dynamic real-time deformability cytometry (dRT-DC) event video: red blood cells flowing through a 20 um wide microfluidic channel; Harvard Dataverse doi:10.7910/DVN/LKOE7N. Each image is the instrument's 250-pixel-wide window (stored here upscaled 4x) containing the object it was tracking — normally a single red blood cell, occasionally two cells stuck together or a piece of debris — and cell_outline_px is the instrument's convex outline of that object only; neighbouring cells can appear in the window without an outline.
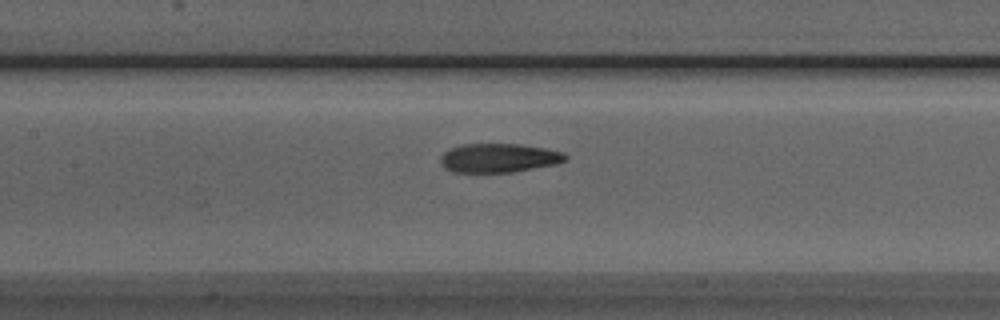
{"species": "Egyptian fruit bat (a non-hibernating species)", "species_latin": "Rousettus aegyptiacus", "temperature_condition": "room temperature", "stored_images_in_passage": 37, "camera_frame_rate_fps": 3000, "um_per_image_px": 0.085, "animal": {"sex": "male"}, "frame": {"image": 1, "passage_image": 11, "time_ms": 3.333, "image_size_px": [1000, 320], "cell_outline_px": [[568, 160], [556, 164], [512, 172], [452, 172], [444, 168], [440, 160], [440, 156], [448, 148], [464, 144], [520, 144], [544, 148], [564, 152], [568, 156]], "centroid_in_image_um": [42.4, 13.42], "position_along_channel_um": 165.0, "area_um2": 21.21}}
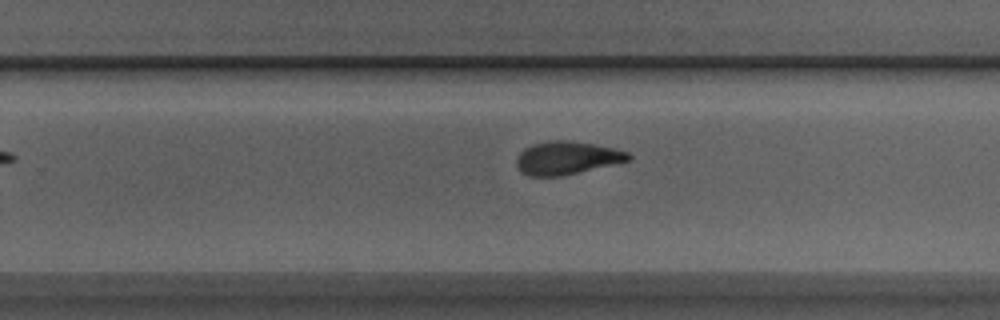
{"frame": {"image": 2, "passage_image": 20, "time_ms": 6.333, "image_size_px": [1000, 320], "cell_outline_px": [[632, 156], [628, 160], [612, 164], [560, 176], [528, 176], [520, 172], [516, 164], [516, 156], [524, 148], [532, 144], [552, 140], [568, 140], [592, 144], [612, 148], [628, 152]], "centroid_in_image_um": [48.1, 13.42], "position_along_channel_um": 281.7, "area_um2": 21.33}}
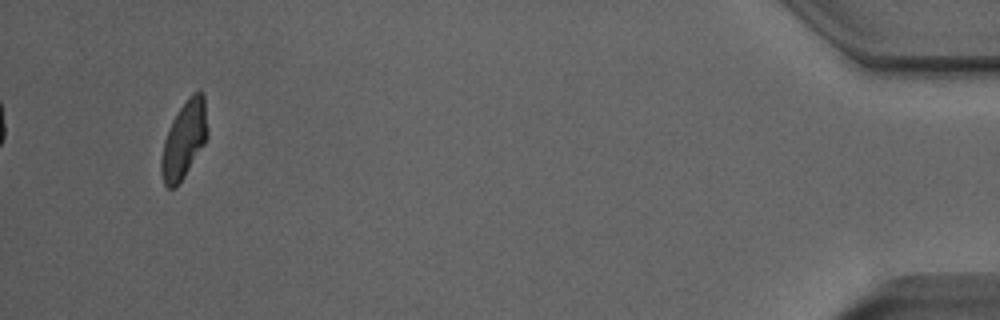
{"frame": {"image": 3, "passage_image": 37, "time_ms": 12.0, "image_size_px": [1000, 320], "cell_outline_px": [[208, 136], [204, 144], [184, 176], [176, 188], [168, 188], [164, 184], [160, 172], [160, 160], [164, 140], [172, 120], [188, 96], [192, 92], [200, 92], [204, 96], [208, 128]], "centroid_in_image_um": [15.64, 11.89], "position_along_channel_um": 419.6, "area_um2": 20.75}, "authors_computed_cell_mechanics": {"area_um2": 21.7328, "velocity_mm_per_s": 3.9017, "shape_relaxation_time_tau1_ms": 5.7785, "shape_relaxation_time_tau2_ms": 3.4768, "deformation_change_tau1": 0.1899, "deformation_change_tau2": 0.1161}}